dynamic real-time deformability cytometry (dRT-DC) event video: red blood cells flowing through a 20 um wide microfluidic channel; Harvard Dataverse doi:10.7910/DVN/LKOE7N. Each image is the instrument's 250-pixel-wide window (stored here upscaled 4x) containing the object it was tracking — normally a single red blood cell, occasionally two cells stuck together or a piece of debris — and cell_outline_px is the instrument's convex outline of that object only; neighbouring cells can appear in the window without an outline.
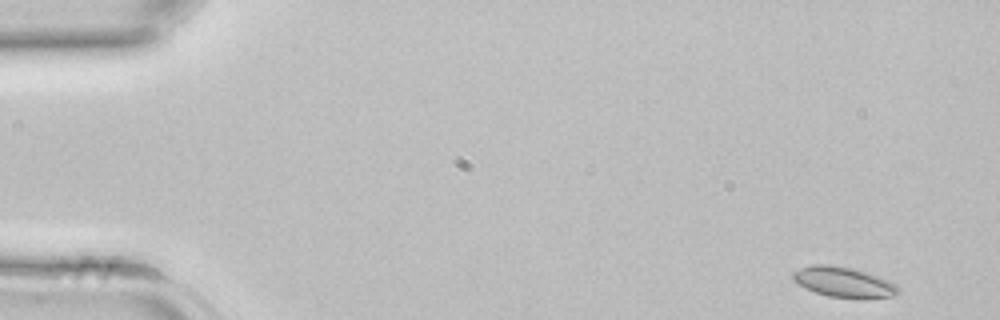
{"species": "common noctule bat (a hibernating species)", "species_latin": "Nyctalus noctula", "temperature_condition": "room temperature", "stored_images_in_passage": 7, "camera_frame_rate_fps": 3000, "um_per_image_px": 0.085, "animal": {"sex": "female", "body_mass_g": 22.7, "forearm_length_mm": 54.2}, "frame": {"image": 1, "passage_image": 1, "time_ms": 0.0, "image_size_px": [1000, 320], "cell_outline_px": [[900, 292], [892, 296], [828, 296], [804, 288], [792, 280], [792, 272], [800, 268], [812, 264], [832, 264], [852, 268], [868, 272], [880, 276], [896, 284], [900, 288]], "centroid_in_image_um": [71.66, 23.92], "position_along_channel_um": 13.3, "area_um2": 18.26}}